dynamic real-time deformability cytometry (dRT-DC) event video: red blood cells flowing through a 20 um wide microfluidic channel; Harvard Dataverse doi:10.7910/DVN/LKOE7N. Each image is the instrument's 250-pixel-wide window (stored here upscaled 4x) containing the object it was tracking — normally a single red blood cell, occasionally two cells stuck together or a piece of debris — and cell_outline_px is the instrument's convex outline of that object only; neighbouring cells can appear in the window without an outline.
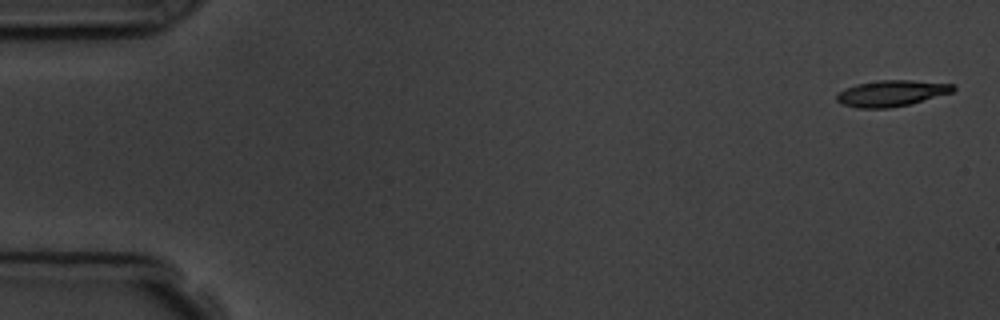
{"species": "common noctule bat (a hibernating species)", "species_latin": "Nyctalus noctula", "temperature_condition": "room temperature", "stored_images_in_passage": 5, "camera_frame_rate_fps": 3000, "um_per_image_px": 0.085, "animal": {"sex": "male", "body_mass_g": 19.5, "forearm_length_mm": 54.6}, "frame": {"image": 1, "passage_image": 1, "time_ms": 0.0, "image_size_px": [1000, 320], "cell_outline_px": [[956, 88], [952, 92], [908, 104], [888, 108], [856, 108], [840, 104], [836, 100], [836, 96], [844, 88], [856, 84], [880, 80], [912, 80], [956, 84]], "centroid_in_image_um": [75.75, 7.92], "position_along_channel_um": 9.3, "area_um2": 17.69}}
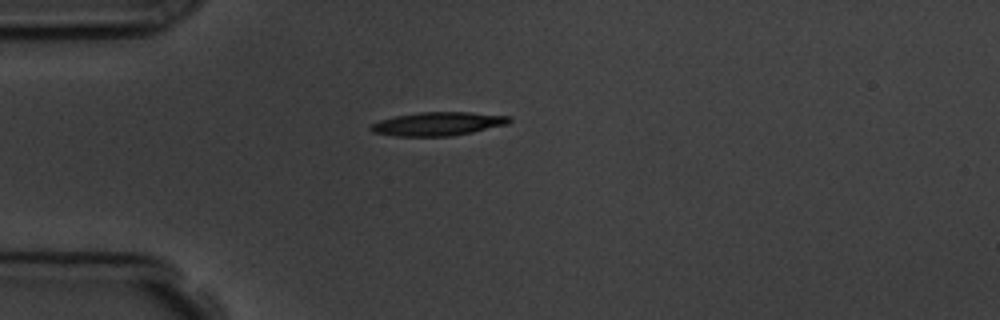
{"frame": {"image": 2, "passage_image": 5, "time_ms": 4.333, "image_size_px": [1000, 320], "cell_outline_px": [[512, 120], [508, 124], [472, 132], [452, 136], [396, 136], [372, 132], [368, 128], [372, 124], [380, 120], [396, 116], [420, 112], [468, 112], [512, 116]], "centroid_in_image_um": [37.24, 10.52], "position_along_channel_um": 47.8, "area_um2": 19.02}}